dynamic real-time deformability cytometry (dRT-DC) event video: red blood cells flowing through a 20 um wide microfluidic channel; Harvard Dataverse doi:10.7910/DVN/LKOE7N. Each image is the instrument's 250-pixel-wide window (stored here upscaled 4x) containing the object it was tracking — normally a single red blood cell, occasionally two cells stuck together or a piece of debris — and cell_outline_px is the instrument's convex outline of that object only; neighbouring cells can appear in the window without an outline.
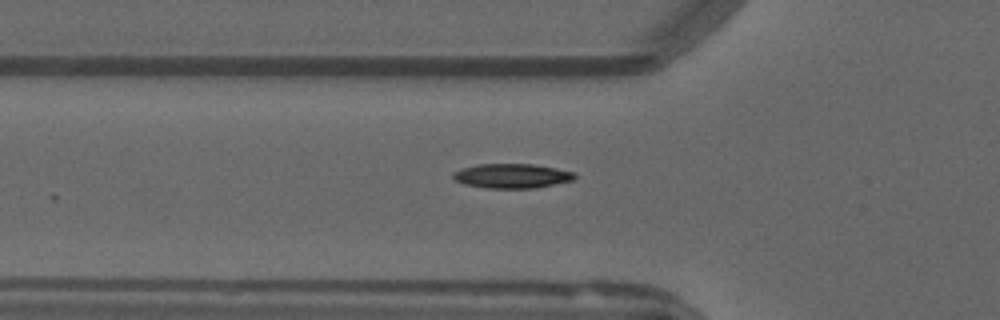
{"species": "common noctule bat (a hibernating species)", "species_latin": "Nyctalus noctula", "temperature_condition": "warm", "stored_images_in_passage": 8, "camera_frame_rate_fps": 3000, "um_per_image_px": 0.085, "animal": {"sex": "male", "forearm_length_mm": 52.5}, "frame": {"image": 1, "passage_image": 7, "time_ms": 2.0, "image_size_px": [1000, 320], "cell_outline_px": [[576, 176], [572, 180], [536, 188], [488, 188], [464, 184], [456, 180], [452, 176], [452, 172], [464, 168], [480, 164], [532, 164], [556, 168], [576, 172]], "centroid_in_image_um": [43.53, 14.95], "position_along_channel_um": 82.3, "area_um2": 17.22}}